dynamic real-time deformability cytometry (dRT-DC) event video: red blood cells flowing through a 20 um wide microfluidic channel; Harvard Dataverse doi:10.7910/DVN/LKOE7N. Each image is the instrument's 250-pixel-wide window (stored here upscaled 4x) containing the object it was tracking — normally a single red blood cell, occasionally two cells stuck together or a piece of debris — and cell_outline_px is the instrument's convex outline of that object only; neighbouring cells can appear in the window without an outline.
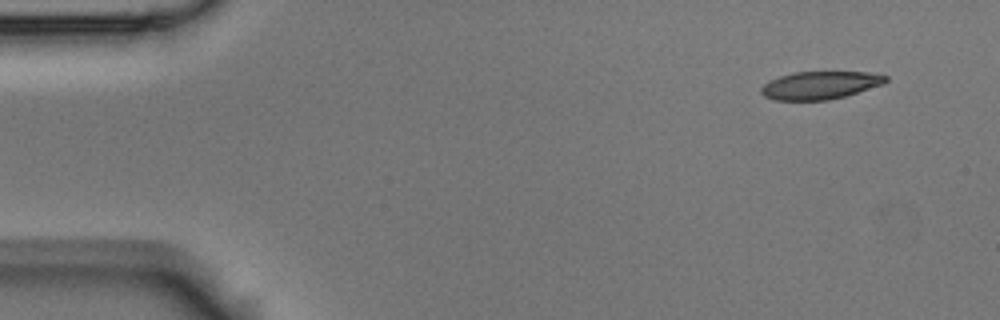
{"species": "Egyptian fruit bat (a non-hibernating species)", "species_latin": "Rousettus aegyptiacus", "temperature_condition": "room temperature", "stored_images_in_passage": 5, "segment_of_instrument_passage": [1, 2], "camera_frame_rate_fps": 3000, "um_per_image_px": 0.085, "animal": {"sex": "male"}, "frame": {"image": 1, "passage_image": 1, "time_ms": 0.0, "image_size_px": [1000, 320], "cell_outline_px": [[888, 80], [884, 84], [844, 96], [828, 100], [772, 100], [764, 96], [760, 92], [760, 88], [768, 80], [780, 76], [796, 72], [868, 72], [888, 76]], "centroid_in_image_um": [69.68, 7.24], "position_along_channel_um": 15.3, "area_um2": 20.23}}